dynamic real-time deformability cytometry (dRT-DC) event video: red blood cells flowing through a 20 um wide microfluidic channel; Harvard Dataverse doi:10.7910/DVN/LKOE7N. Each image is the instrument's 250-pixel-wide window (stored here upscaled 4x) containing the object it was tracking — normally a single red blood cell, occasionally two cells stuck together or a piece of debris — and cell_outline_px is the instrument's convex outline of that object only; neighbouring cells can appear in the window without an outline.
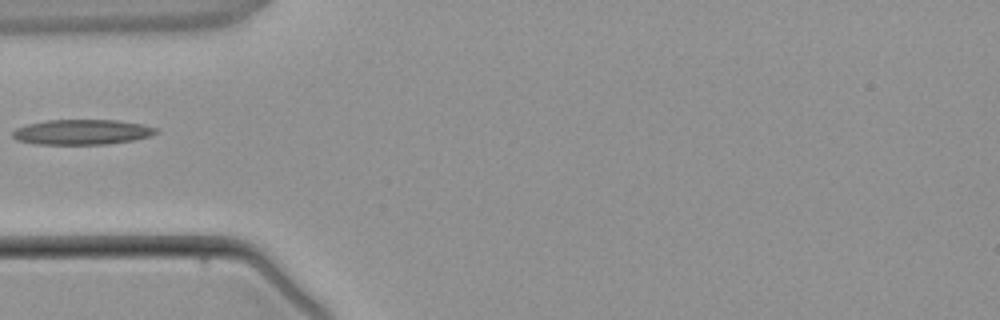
{"species": "common noctule bat (a hibernating species)", "species_latin": "Nyctalus noctula", "temperature_condition": "warm", "stored_images_in_passage": 5, "camera_frame_rate_fps": 3000, "um_per_image_px": 0.085, "animal": {"sex": "male", "body_mass_g": 21.5, "forearm_length_mm": 52.0}, "frame": {"image": 1, "passage_image": 5, "time_ms": 5.667, "image_size_px": [1000, 320], "cell_outline_px": [[160, 132], [152, 136], [132, 140], [108, 144], [36, 144], [16, 140], [12, 136], [12, 132], [16, 128], [28, 124], [48, 120], [116, 120], [144, 124], [156, 128]], "centroid_in_image_um": [7.0, 11.22], "position_along_channel_um": 78.0, "area_um2": 21.1}}